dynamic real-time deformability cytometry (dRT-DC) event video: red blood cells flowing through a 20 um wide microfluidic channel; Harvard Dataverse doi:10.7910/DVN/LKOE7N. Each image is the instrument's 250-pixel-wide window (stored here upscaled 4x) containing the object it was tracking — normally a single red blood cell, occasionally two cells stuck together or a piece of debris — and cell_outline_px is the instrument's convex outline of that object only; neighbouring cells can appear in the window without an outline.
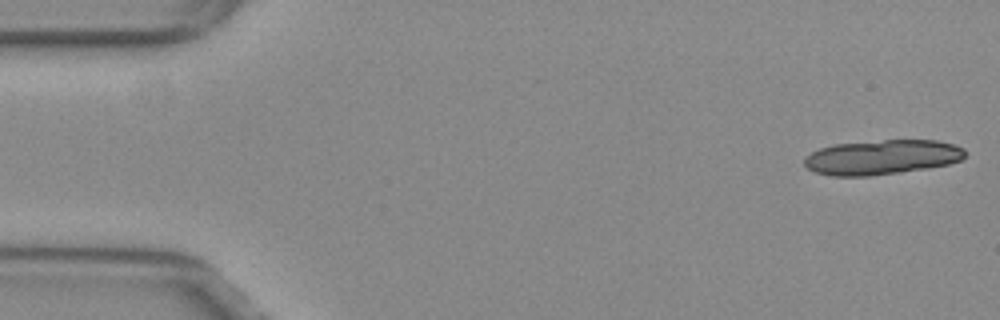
{"species": "common noctule bat (a hibernating species)", "species_latin": "Nyctalus noctula", "temperature_condition": "warm", "stored_images_in_passage": 14, "camera_frame_rate_fps": 3000, "um_per_image_px": 0.085, "animal": {"sex": "female", "body_mass_g": 29.2, "forearm_length_mm": 56.3}, "frame": {"image": 1, "passage_image": 1, "time_ms": 0.0, "image_size_px": [1000, 320], "cell_outline_px": [[964, 156], [960, 160], [948, 164], [928, 168], [900, 172], [868, 176], [832, 176], [816, 172], [808, 168], [804, 164], [804, 156], [820, 148], [836, 144], [884, 140], [936, 140], [952, 144], [964, 148]], "centroid_in_image_um": [74.95, 13.36], "position_along_channel_um": 10.1, "area_um2": 32.37}}